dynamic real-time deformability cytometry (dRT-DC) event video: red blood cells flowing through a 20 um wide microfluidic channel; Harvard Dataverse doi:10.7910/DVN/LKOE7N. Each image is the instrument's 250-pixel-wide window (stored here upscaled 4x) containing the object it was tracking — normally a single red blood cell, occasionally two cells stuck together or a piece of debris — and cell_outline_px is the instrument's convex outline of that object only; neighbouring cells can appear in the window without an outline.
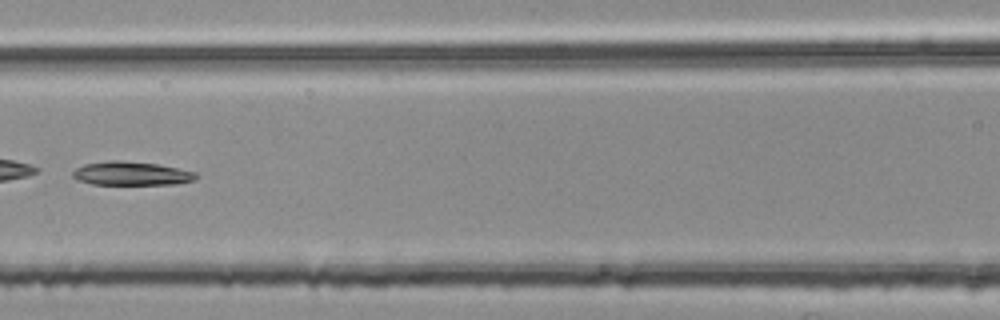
{"species": "common noctule bat (a hibernating species)", "species_latin": "Nyctalus noctula", "temperature_condition": "room temperature", "stored_images_in_passage": 7, "camera_frame_rate_fps": 3000, "um_per_image_px": 0.085, "animal": {"sex": "female", "body_mass_g": 25.1}, "frame": {"image": 1, "passage_image": 6, "time_ms": 1.667, "image_size_px": [1000, 320], "cell_outline_px": [[200, 176], [196, 180], [176, 184], [92, 184], [76, 180], [72, 176], [72, 172], [76, 168], [84, 164], [108, 160], [116, 160], [156, 164], [196, 172]], "centroid_in_image_um": [11.17, 14.75], "position_along_channel_um": 155.4, "area_um2": 17.05}}
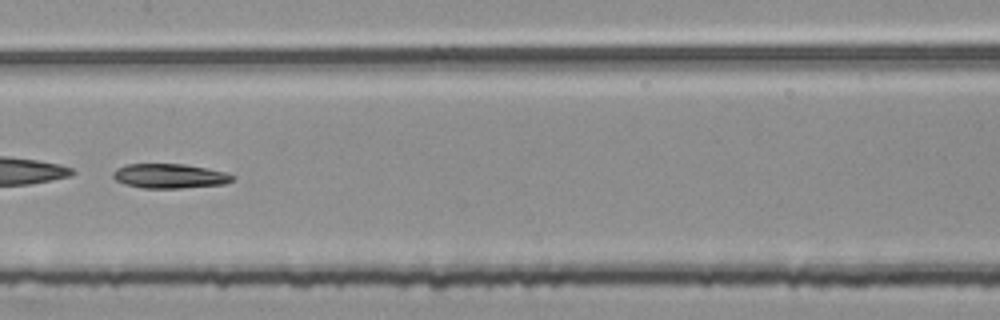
{"frame": {"image": 2, "passage_image": 7, "time_ms": 2.0, "image_size_px": [1000, 320], "cell_outline_px": [[236, 180], [224, 184], [180, 188], [144, 188], [124, 184], [116, 180], [112, 176], [112, 172], [116, 168], [124, 164], [184, 164], [224, 172], [236, 176]], "centroid_in_image_um": [14.4, 14.96], "position_along_channel_um": 193.0, "area_um2": 17.11}}